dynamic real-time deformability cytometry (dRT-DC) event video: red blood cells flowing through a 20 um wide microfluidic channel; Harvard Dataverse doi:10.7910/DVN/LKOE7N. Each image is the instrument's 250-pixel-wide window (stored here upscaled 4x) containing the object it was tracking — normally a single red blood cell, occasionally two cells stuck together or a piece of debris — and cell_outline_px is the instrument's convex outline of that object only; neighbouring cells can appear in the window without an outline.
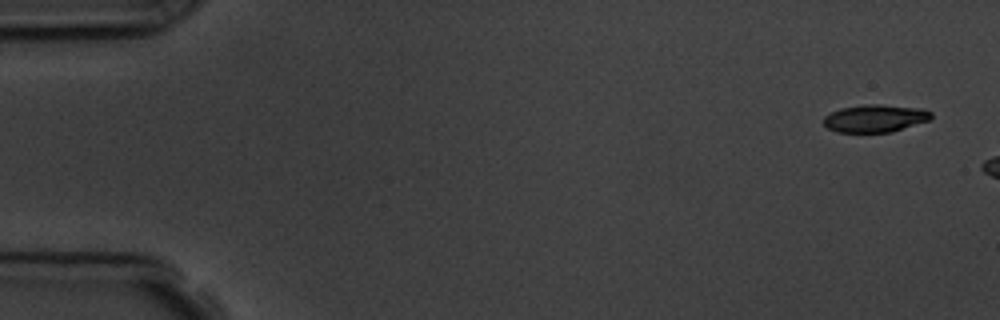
{"species": "common noctule bat (a hibernating species)", "species_latin": "Nyctalus noctula", "temperature_condition": "room temperature", "stored_images_in_passage": 3, "camera_frame_rate_fps": 3000, "um_per_image_px": 0.085, "animal": {"sex": "male", "body_mass_g": 19.5, "forearm_length_mm": 54.6}, "frame": {"image": 1, "passage_image": 1, "time_ms": 0.0, "image_size_px": [1000, 320], "cell_outline_px": [[932, 116], [928, 120], [892, 132], [836, 132], [828, 128], [824, 124], [824, 116], [840, 108], [868, 104], [880, 104], [920, 108], [932, 112]], "centroid_in_image_um": [74.37, 10.06], "position_along_channel_um": 10.6, "area_um2": 17.17}}